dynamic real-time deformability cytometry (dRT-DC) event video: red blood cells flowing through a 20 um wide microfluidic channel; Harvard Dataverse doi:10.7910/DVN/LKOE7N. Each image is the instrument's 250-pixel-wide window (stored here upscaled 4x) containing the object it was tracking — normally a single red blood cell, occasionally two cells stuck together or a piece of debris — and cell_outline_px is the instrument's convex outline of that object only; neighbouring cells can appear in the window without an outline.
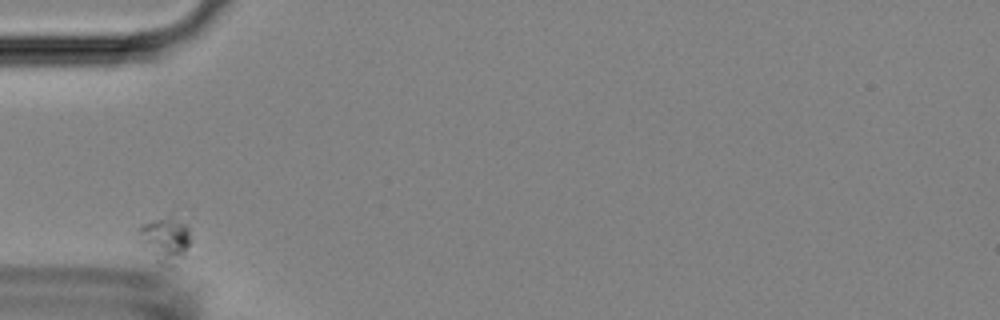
{"species": "Egyptian fruit bat (a non-hibernating species)", "species_latin": "Rousettus aegyptiacus", "temperature_condition": "room temperature", "stored_images_in_passage": 2, "camera_frame_rate_fps": 3000, "um_per_image_px": 0.085, "animal": {"sex": "female"}, "frame": {"image": 1, "passage_image": 1, "time_ms": 0.0, "image_size_px": [1000, 320], "cell_outline_px": [[192, 240], [184, 256], [172, 268], [168, 268], [160, 264], [140, 248], [140, 228], [144, 224], [172, 208], [176, 208], [188, 228]], "centroid_in_image_um": [14.1, 20.25], "position_along_channel_um": 70.9, "area_um2": 15.26}}